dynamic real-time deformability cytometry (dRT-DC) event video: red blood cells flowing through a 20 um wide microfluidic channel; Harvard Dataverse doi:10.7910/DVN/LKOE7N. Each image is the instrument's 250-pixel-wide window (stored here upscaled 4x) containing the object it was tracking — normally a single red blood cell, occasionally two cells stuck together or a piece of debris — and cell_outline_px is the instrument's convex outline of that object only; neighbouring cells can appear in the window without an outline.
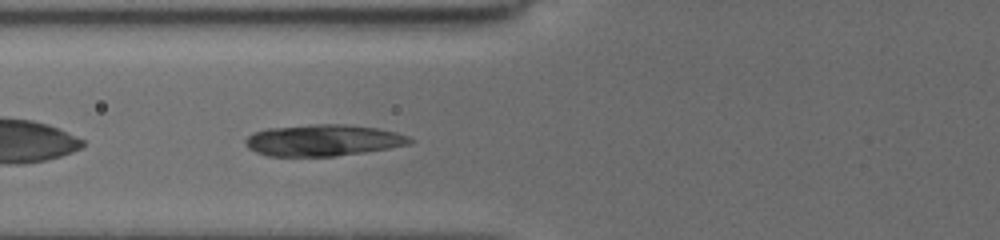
{"species": "common noctule bat (a hibernating species)", "species_latin": "Nyctalus noctula", "temperature_condition": "cold", "stored_images_in_passage": 5, "camera_frame_rate_fps": 3000, "um_per_image_px": 0.085, "animal": {"sex": "female", "body_mass_g": 19.5, "forearm_length_mm": 54.1}, "frame": {"image": 1, "passage_image": 5, "time_ms": 5.0, "image_size_px": [1000, 240], "cell_outline_px": [[416, 140], [408, 144], [388, 148], [364, 152], [336, 156], [268, 156], [256, 152], [248, 148], [244, 144], [244, 140], [252, 132], [268, 128], [312, 124], [344, 124], [380, 128], [396, 132], [408, 136]], "centroid_in_image_um": [27.45, 11.92], "position_along_channel_um": 98.4, "area_um2": 30.35}}